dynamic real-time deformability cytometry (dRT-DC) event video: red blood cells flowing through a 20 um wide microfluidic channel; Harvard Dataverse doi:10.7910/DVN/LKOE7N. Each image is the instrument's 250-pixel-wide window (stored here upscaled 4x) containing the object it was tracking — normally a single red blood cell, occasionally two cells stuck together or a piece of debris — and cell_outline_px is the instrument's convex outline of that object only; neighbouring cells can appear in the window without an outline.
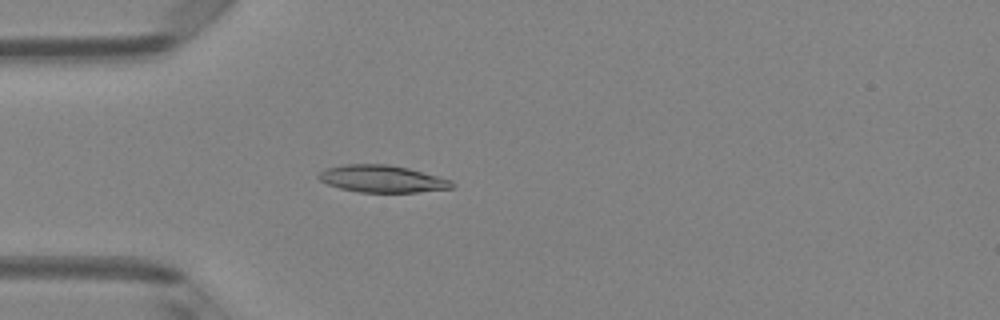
{"species": "Egyptian fruit bat (a non-hibernating species)", "species_latin": "Rousettus aegyptiacus", "temperature_condition": "room temperature", "stored_images_in_passage": 4, "camera_frame_rate_fps": 3000, "um_per_image_px": 0.085, "animal": {"sex": "female"}, "frame": {"image": 1, "passage_image": 4, "time_ms": 1.0, "image_size_px": [1000, 320], "cell_outline_px": [[456, 184], [452, 188], [416, 192], [360, 192], [340, 188], [328, 184], [320, 180], [316, 176], [320, 172], [328, 168], [348, 164], [388, 164], [408, 168], [452, 180]], "centroid_in_image_um": [32.5, 15.2], "position_along_channel_um": 52.5, "area_um2": 20.92}}